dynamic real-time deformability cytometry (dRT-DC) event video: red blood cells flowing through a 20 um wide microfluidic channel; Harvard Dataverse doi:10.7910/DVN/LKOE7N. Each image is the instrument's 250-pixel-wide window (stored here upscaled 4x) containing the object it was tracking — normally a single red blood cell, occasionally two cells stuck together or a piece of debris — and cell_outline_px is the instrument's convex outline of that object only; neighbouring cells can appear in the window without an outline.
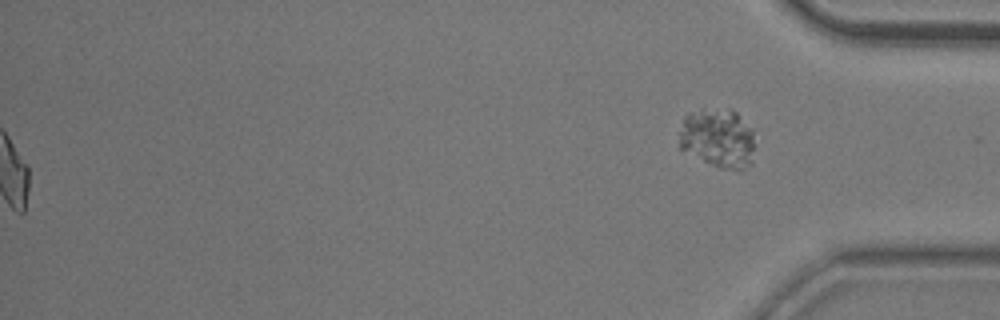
{"species": "common noctule bat (a hibernating species)", "species_latin": "Nyctalus noctula", "temperature_condition": "room temperature", "stored_images_in_passage": 54, "segment_of_instrument_passage": [2, 2], "camera_frame_rate_fps": 3000, "um_per_image_px": 0.085, "animal": {"sex": "male", "body_mass_g": 20.5, "forearm_length_mm": 52.5}, "frame": {"image": 1, "passage_image": 54, "time_ms": 17.667, "image_size_px": [1000, 320], "cell_outline_px": [[752, 164], [740, 172], [720, 168], [680, 148], [680, 132], [684, 120], [688, 112], [700, 108], [732, 108], [752, 128]], "centroid_in_image_um": [61.04, 11.72], "position_along_channel_um": 374.2, "area_um2": 26.24}}